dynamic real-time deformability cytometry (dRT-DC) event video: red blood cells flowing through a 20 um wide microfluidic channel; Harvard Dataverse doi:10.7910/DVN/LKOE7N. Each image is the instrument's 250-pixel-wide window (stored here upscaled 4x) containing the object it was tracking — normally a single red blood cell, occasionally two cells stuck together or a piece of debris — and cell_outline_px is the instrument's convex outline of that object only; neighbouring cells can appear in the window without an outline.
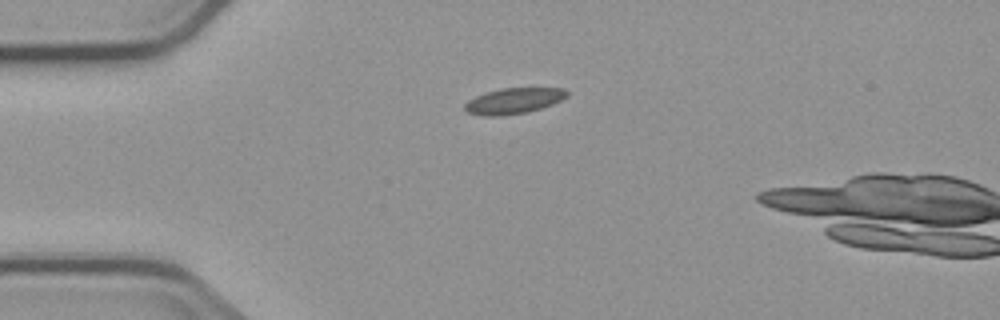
{"species": "common noctule bat (a hibernating species)", "species_latin": "Nyctalus noctula", "temperature_condition": "cold", "stored_images_in_passage": 2, "camera_frame_rate_fps": 3000, "um_per_image_px": 0.085, "animal": {"sex": "male", "body_mass_g": 23.1, "forearm_length_mm": 52.7}, "frame": {"image": 1, "passage_image": 2, "time_ms": 2.0, "image_size_px": [1000, 320], "cell_outline_px": [[568, 96], [552, 104], [528, 112], [504, 116], [484, 116], [468, 112], [464, 108], [464, 104], [468, 100], [484, 92], [500, 88], [564, 88], [568, 92]], "centroid_in_image_um": [43.64, 8.57], "position_along_channel_um": 41.4, "area_um2": 15.43}}